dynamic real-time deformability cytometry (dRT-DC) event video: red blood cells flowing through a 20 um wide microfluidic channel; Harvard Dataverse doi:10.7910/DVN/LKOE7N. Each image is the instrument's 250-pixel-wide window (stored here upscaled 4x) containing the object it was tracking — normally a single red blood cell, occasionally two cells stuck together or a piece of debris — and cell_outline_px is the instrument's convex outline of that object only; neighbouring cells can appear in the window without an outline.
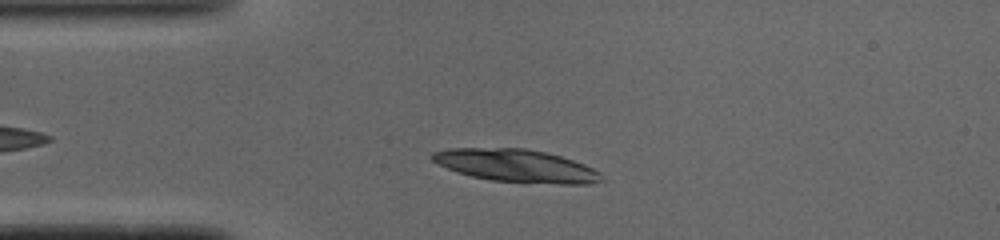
{"species": "common noctule bat (a hibernating species)", "species_latin": "Nyctalus noctula", "temperature_condition": "cold", "stored_images_in_passage": 36, "camera_frame_rate_fps": 3000, "um_per_image_px": 0.085, "animal": {"sex": "male", "body_mass_g": 19.0, "forearm_length_mm": 50.8}, "frame": {"image": 1, "passage_image": 6, "time_ms": 1.667, "image_size_px": [1000, 240], "cell_outline_px": [[608, 180], [588, 184], [560, 184], [492, 180], [472, 176], [456, 172], [432, 160], [432, 152], [448, 148], [524, 148], [544, 152], [560, 156], [584, 164], [600, 172]], "centroid_in_image_um": [43.93, 14.09], "position_along_channel_um": 41.1, "area_um2": 32.14}}